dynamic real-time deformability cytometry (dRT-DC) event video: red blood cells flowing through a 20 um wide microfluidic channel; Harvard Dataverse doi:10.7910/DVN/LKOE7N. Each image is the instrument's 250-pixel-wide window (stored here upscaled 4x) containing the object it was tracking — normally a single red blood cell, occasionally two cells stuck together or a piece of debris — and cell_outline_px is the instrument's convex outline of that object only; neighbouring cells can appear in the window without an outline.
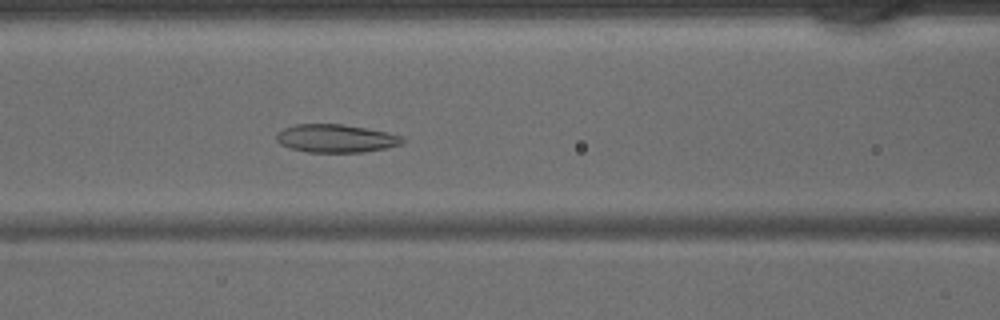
{"species": "common noctule bat (a hibernating species)", "species_latin": "Nyctalus noctula", "temperature_condition": "warm", "stored_images_in_passage": 35, "camera_frame_rate_fps": 3000, "um_per_image_px": 0.085, "animal": {"sex": "male", "body_mass_g": 15.6}, "frame": {"image": 1, "passage_image": 10, "time_ms": 3.0, "image_size_px": [1000, 320], "cell_outline_px": [[404, 140], [400, 144], [384, 148], [364, 152], [308, 152], [292, 148], [280, 144], [276, 140], [276, 136], [284, 128], [296, 124], [340, 124], [388, 132], [404, 136]], "centroid_in_image_um": [28.56, 11.76], "position_along_channel_um": 138.0, "area_um2": 20.4}}
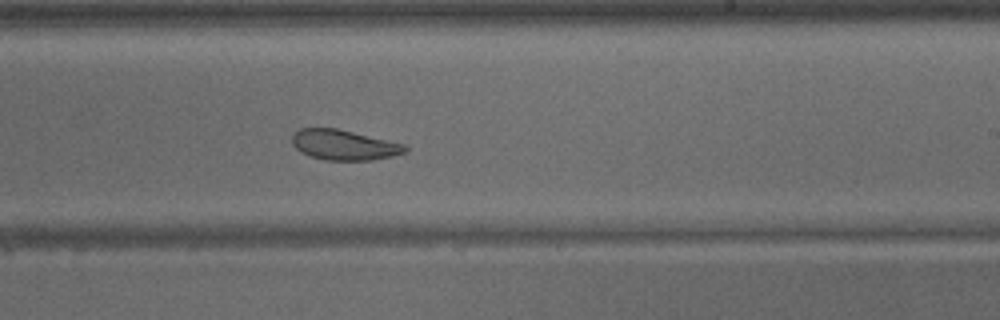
{"frame": {"image": 2, "passage_image": 18, "time_ms": 5.667, "image_size_px": [1000, 320], "cell_outline_px": [[408, 152], [392, 156], [372, 160], [324, 160], [300, 152], [292, 144], [292, 136], [300, 128], [336, 128], [404, 144], [408, 148]], "centroid_in_image_um": [29.24, 12.32], "position_along_channel_um": 259.8, "area_um2": 19.77}}
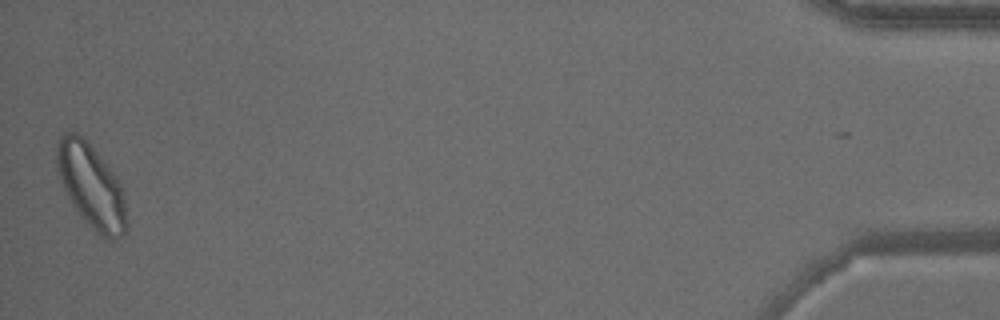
{"frame": {"image": 3, "passage_image": 35, "time_ms": 11.333, "image_size_px": [1000, 320], "cell_outline_px": [[128, 228], [120, 236], [112, 240], [104, 240], [80, 216], [68, 196], [64, 188], [56, 168], [56, 144], [60, 136], [68, 132], [76, 132], [84, 136], [116, 176], [120, 184], [124, 200]], "centroid_in_image_um": [7.75, 15.81], "position_along_channel_um": 427.5, "area_um2": 34.1}}